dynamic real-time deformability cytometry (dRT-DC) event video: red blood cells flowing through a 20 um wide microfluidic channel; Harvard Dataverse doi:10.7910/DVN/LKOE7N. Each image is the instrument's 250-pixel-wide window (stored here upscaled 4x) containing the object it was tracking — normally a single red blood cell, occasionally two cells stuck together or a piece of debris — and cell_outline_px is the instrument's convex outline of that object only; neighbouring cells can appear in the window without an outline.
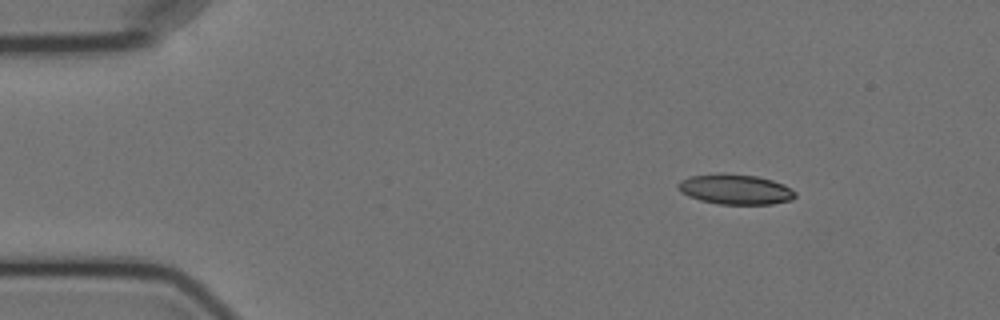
{"species": "Egyptian fruit bat (a non-hibernating species)", "species_latin": "Rousettus aegyptiacus", "temperature_condition": "cold", "stored_images_in_passage": 3, "camera_frame_rate_fps": 3000, "um_per_image_px": 0.085, "animal": {"sex": "female"}, "frame": {"image": 1, "passage_image": 1, "time_ms": 0.0, "image_size_px": [1000, 320], "cell_outline_px": [[796, 196], [792, 200], [772, 204], [720, 204], [700, 200], [688, 196], [680, 192], [676, 184], [680, 180], [692, 176], [720, 172], [724, 172], [756, 176], [772, 180], [784, 184], [796, 192]], "centroid_in_image_um": [62.49, 16.08], "position_along_channel_um": 22.5, "area_um2": 20.81}}
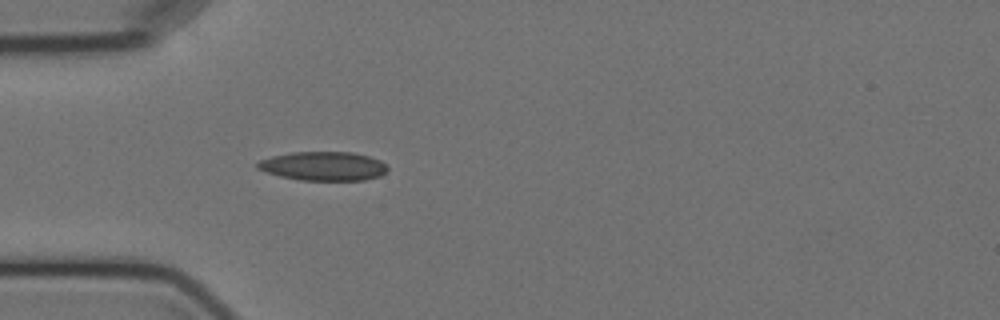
{"frame": {"image": 2, "passage_image": 3, "time_ms": 3.0, "image_size_px": [1000, 320], "cell_outline_px": [[388, 172], [380, 176], [364, 180], [300, 180], [280, 176], [256, 168], [256, 164], [260, 160], [272, 156], [292, 152], [352, 152], [368, 156], [380, 160], [388, 164]], "centroid_in_image_um": [27.53, 14.12], "position_along_channel_um": 57.5, "area_um2": 22.02}}